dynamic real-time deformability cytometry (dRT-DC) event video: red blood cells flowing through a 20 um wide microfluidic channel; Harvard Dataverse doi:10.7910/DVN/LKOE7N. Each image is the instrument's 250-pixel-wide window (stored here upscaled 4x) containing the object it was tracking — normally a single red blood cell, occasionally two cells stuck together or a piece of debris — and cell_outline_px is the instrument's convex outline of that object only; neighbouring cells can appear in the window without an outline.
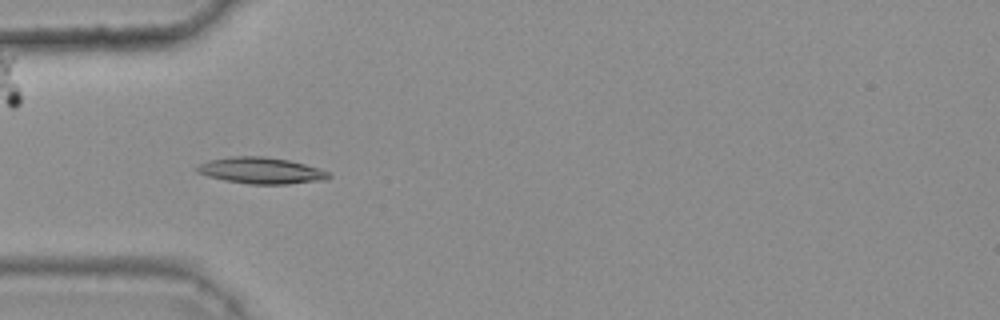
{"species": "common noctule bat (a hibernating species)", "species_latin": "Nyctalus noctula", "temperature_condition": "warm", "stored_images_in_passage": 46, "camera_frame_rate_fps": 3000, "um_per_image_px": 0.085, "animal": {"sex": "female", "body_mass_g": 25.1}, "frame": {"image": 1, "passage_image": 17, "time_ms": 5.333, "image_size_px": [1000, 320], "cell_outline_px": [[332, 176], [328, 180], [288, 184], [248, 184], [224, 180], [208, 176], [196, 172], [192, 168], [208, 160], [232, 156], [264, 156], [288, 160], [320, 168], [328, 172]], "centroid_in_image_um": [22.19, 14.5], "position_along_channel_um": 62.8, "area_um2": 20.46}}
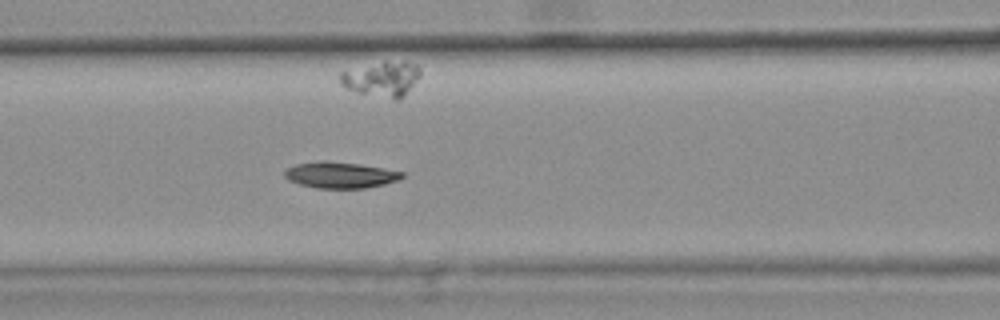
{"frame": {"image": 2, "passage_image": 23, "time_ms": 7.333, "image_size_px": [1000, 320], "cell_outline_px": [[404, 176], [400, 180], [384, 184], [364, 188], [316, 188], [300, 184], [288, 180], [284, 176], [284, 172], [288, 168], [296, 164], [320, 160], [324, 160], [356, 164], [384, 168], [404, 172]], "centroid_in_image_um": [28.92, 14.87], "position_along_channel_um": 137.7, "area_um2": 17.86}}
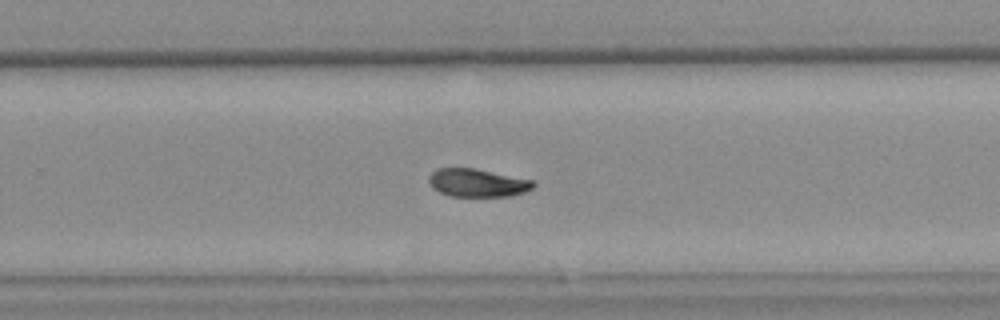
{"frame": {"image": 3, "passage_image": 35, "time_ms": 11.333, "image_size_px": [1000, 320], "cell_outline_px": [[536, 184], [532, 188], [524, 192], [512, 196], [448, 196], [432, 188], [428, 180], [428, 176], [432, 172], [440, 168], [476, 168], [536, 180]], "centroid_in_image_um": [40.61, 15.53], "position_along_channel_um": 289.2, "area_um2": 17.34}, "authors_computed_cell_mechanics": {"area_um2": 17.8602, "velocity_mm_per_s": 3.8045, "shape_relaxation_time_tau1_ms": null, "shape_relaxation_time_tau2_ms": 6.6044, "deformation_change_tau1": null, "deformation_change_tau2": 0.0926}}